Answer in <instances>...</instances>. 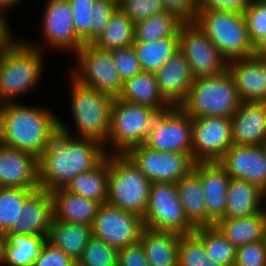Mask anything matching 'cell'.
Returning <instances> with one entry per match:
<instances>
[{"label":"cell","instance_id":"cell-1","mask_svg":"<svg viewBox=\"0 0 266 266\" xmlns=\"http://www.w3.org/2000/svg\"><path fill=\"white\" fill-rule=\"evenodd\" d=\"M106 155L100 142L58 130L39 158L40 189L51 192L65 188L80 173L94 169Z\"/></svg>","mask_w":266,"mask_h":266},{"label":"cell","instance_id":"cell-2","mask_svg":"<svg viewBox=\"0 0 266 266\" xmlns=\"http://www.w3.org/2000/svg\"><path fill=\"white\" fill-rule=\"evenodd\" d=\"M59 118L47 105L4 103L0 108V143L40 158L59 130Z\"/></svg>","mask_w":266,"mask_h":266},{"label":"cell","instance_id":"cell-3","mask_svg":"<svg viewBox=\"0 0 266 266\" xmlns=\"http://www.w3.org/2000/svg\"><path fill=\"white\" fill-rule=\"evenodd\" d=\"M38 43L12 38L0 52V101L18 102V97L40 84L45 48ZM38 44V45H37ZM39 83V84H38Z\"/></svg>","mask_w":266,"mask_h":266},{"label":"cell","instance_id":"cell-4","mask_svg":"<svg viewBox=\"0 0 266 266\" xmlns=\"http://www.w3.org/2000/svg\"><path fill=\"white\" fill-rule=\"evenodd\" d=\"M70 109L76 132L59 118V130L73 137L89 138L106 145L113 98L76 81L70 74ZM73 131V132H72Z\"/></svg>","mask_w":266,"mask_h":266},{"label":"cell","instance_id":"cell-5","mask_svg":"<svg viewBox=\"0 0 266 266\" xmlns=\"http://www.w3.org/2000/svg\"><path fill=\"white\" fill-rule=\"evenodd\" d=\"M241 102L233 76L226 70L194 79L187 99L179 107L192 119L204 116L231 118Z\"/></svg>","mask_w":266,"mask_h":266},{"label":"cell","instance_id":"cell-6","mask_svg":"<svg viewBox=\"0 0 266 266\" xmlns=\"http://www.w3.org/2000/svg\"><path fill=\"white\" fill-rule=\"evenodd\" d=\"M194 21L227 61L252 57L258 53L249 39L243 13L199 9Z\"/></svg>","mask_w":266,"mask_h":266},{"label":"cell","instance_id":"cell-7","mask_svg":"<svg viewBox=\"0 0 266 266\" xmlns=\"http://www.w3.org/2000/svg\"><path fill=\"white\" fill-rule=\"evenodd\" d=\"M161 112L146 105L114 98L105 152L125 154L129 149L144 144Z\"/></svg>","mask_w":266,"mask_h":266},{"label":"cell","instance_id":"cell-8","mask_svg":"<svg viewBox=\"0 0 266 266\" xmlns=\"http://www.w3.org/2000/svg\"><path fill=\"white\" fill-rule=\"evenodd\" d=\"M151 183L125 154H109L107 204L143 218Z\"/></svg>","mask_w":266,"mask_h":266},{"label":"cell","instance_id":"cell-9","mask_svg":"<svg viewBox=\"0 0 266 266\" xmlns=\"http://www.w3.org/2000/svg\"><path fill=\"white\" fill-rule=\"evenodd\" d=\"M74 55L76 67L73 66L69 73L76 81L113 99L119 98L124 81L115 67L111 51L90 43L83 44Z\"/></svg>","mask_w":266,"mask_h":266},{"label":"cell","instance_id":"cell-10","mask_svg":"<svg viewBox=\"0 0 266 266\" xmlns=\"http://www.w3.org/2000/svg\"><path fill=\"white\" fill-rule=\"evenodd\" d=\"M143 223L151 229L174 231L181 235L191 234L195 230L185 216L175 183H151Z\"/></svg>","mask_w":266,"mask_h":266},{"label":"cell","instance_id":"cell-11","mask_svg":"<svg viewBox=\"0 0 266 266\" xmlns=\"http://www.w3.org/2000/svg\"><path fill=\"white\" fill-rule=\"evenodd\" d=\"M179 50L187 59L194 79L228 70L227 59L195 21H184L179 30Z\"/></svg>","mask_w":266,"mask_h":266},{"label":"cell","instance_id":"cell-12","mask_svg":"<svg viewBox=\"0 0 266 266\" xmlns=\"http://www.w3.org/2000/svg\"><path fill=\"white\" fill-rule=\"evenodd\" d=\"M125 155L153 183H178L195 166L188 153L158 151L145 144L129 149Z\"/></svg>","mask_w":266,"mask_h":266},{"label":"cell","instance_id":"cell-13","mask_svg":"<svg viewBox=\"0 0 266 266\" xmlns=\"http://www.w3.org/2000/svg\"><path fill=\"white\" fill-rule=\"evenodd\" d=\"M143 218L109 204H102L92 226L93 236L108 245L122 249L140 242Z\"/></svg>","mask_w":266,"mask_h":266},{"label":"cell","instance_id":"cell-14","mask_svg":"<svg viewBox=\"0 0 266 266\" xmlns=\"http://www.w3.org/2000/svg\"><path fill=\"white\" fill-rule=\"evenodd\" d=\"M232 145L231 118L192 119V158L196 163L219 161Z\"/></svg>","mask_w":266,"mask_h":266},{"label":"cell","instance_id":"cell-15","mask_svg":"<svg viewBox=\"0 0 266 266\" xmlns=\"http://www.w3.org/2000/svg\"><path fill=\"white\" fill-rule=\"evenodd\" d=\"M144 144L158 151L188 153L192 156V118L180 107L161 112Z\"/></svg>","mask_w":266,"mask_h":266},{"label":"cell","instance_id":"cell-16","mask_svg":"<svg viewBox=\"0 0 266 266\" xmlns=\"http://www.w3.org/2000/svg\"><path fill=\"white\" fill-rule=\"evenodd\" d=\"M44 6L40 25L44 44L55 51L75 54L84 43L76 36L68 0H46Z\"/></svg>","mask_w":266,"mask_h":266},{"label":"cell","instance_id":"cell-17","mask_svg":"<svg viewBox=\"0 0 266 266\" xmlns=\"http://www.w3.org/2000/svg\"><path fill=\"white\" fill-rule=\"evenodd\" d=\"M230 178L245 180L266 191V148L264 145H232L218 161Z\"/></svg>","mask_w":266,"mask_h":266},{"label":"cell","instance_id":"cell-18","mask_svg":"<svg viewBox=\"0 0 266 266\" xmlns=\"http://www.w3.org/2000/svg\"><path fill=\"white\" fill-rule=\"evenodd\" d=\"M0 187L39 190V158L0 143Z\"/></svg>","mask_w":266,"mask_h":266},{"label":"cell","instance_id":"cell-19","mask_svg":"<svg viewBox=\"0 0 266 266\" xmlns=\"http://www.w3.org/2000/svg\"><path fill=\"white\" fill-rule=\"evenodd\" d=\"M193 170L201 180L207 226L215 225L225 216L227 191L231 178L218 161L197 162Z\"/></svg>","mask_w":266,"mask_h":266},{"label":"cell","instance_id":"cell-20","mask_svg":"<svg viewBox=\"0 0 266 266\" xmlns=\"http://www.w3.org/2000/svg\"><path fill=\"white\" fill-rule=\"evenodd\" d=\"M241 101L266 102V53L228 61Z\"/></svg>","mask_w":266,"mask_h":266},{"label":"cell","instance_id":"cell-21","mask_svg":"<svg viewBox=\"0 0 266 266\" xmlns=\"http://www.w3.org/2000/svg\"><path fill=\"white\" fill-rule=\"evenodd\" d=\"M231 127L234 145H264L266 102L242 101L231 117Z\"/></svg>","mask_w":266,"mask_h":266},{"label":"cell","instance_id":"cell-22","mask_svg":"<svg viewBox=\"0 0 266 266\" xmlns=\"http://www.w3.org/2000/svg\"><path fill=\"white\" fill-rule=\"evenodd\" d=\"M155 74L165 100L172 107H179L194 81L187 59L179 50Z\"/></svg>","mask_w":266,"mask_h":266},{"label":"cell","instance_id":"cell-23","mask_svg":"<svg viewBox=\"0 0 266 266\" xmlns=\"http://www.w3.org/2000/svg\"><path fill=\"white\" fill-rule=\"evenodd\" d=\"M54 220L51 192L36 190L19 209L17 215V234L42 235L47 238Z\"/></svg>","mask_w":266,"mask_h":266},{"label":"cell","instance_id":"cell-24","mask_svg":"<svg viewBox=\"0 0 266 266\" xmlns=\"http://www.w3.org/2000/svg\"><path fill=\"white\" fill-rule=\"evenodd\" d=\"M54 220L93 226L101 203L70 193L65 188L51 191Z\"/></svg>","mask_w":266,"mask_h":266},{"label":"cell","instance_id":"cell-25","mask_svg":"<svg viewBox=\"0 0 266 266\" xmlns=\"http://www.w3.org/2000/svg\"><path fill=\"white\" fill-rule=\"evenodd\" d=\"M181 234L144 227L140 242L150 266H178Z\"/></svg>","mask_w":266,"mask_h":266},{"label":"cell","instance_id":"cell-26","mask_svg":"<svg viewBox=\"0 0 266 266\" xmlns=\"http://www.w3.org/2000/svg\"><path fill=\"white\" fill-rule=\"evenodd\" d=\"M119 99L126 102L146 105L162 112L172 108L160 92L156 74L141 72L123 83Z\"/></svg>","mask_w":266,"mask_h":266},{"label":"cell","instance_id":"cell-27","mask_svg":"<svg viewBox=\"0 0 266 266\" xmlns=\"http://www.w3.org/2000/svg\"><path fill=\"white\" fill-rule=\"evenodd\" d=\"M92 236L90 225L53 220L46 241L78 262Z\"/></svg>","mask_w":266,"mask_h":266},{"label":"cell","instance_id":"cell-28","mask_svg":"<svg viewBox=\"0 0 266 266\" xmlns=\"http://www.w3.org/2000/svg\"><path fill=\"white\" fill-rule=\"evenodd\" d=\"M261 190L257 185L245 180L231 178L227 191L224 218H242L261 212Z\"/></svg>","mask_w":266,"mask_h":266},{"label":"cell","instance_id":"cell-29","mask_svg":"<svg viewBox=\"0 0 266 266\" xmlns=\"http://www.w3.org/2000/svg\"><path fill=\"white\" fill-rule=\"evenodd\" d=\"M45 242L42 235L4 234L1 266H32Z\"/></svg>","mask_w":266,"mask_h":266},{"label":"cell","instance_id":"cell-30","mask_svg":"<svg viewBox=\"0 0 266 266\" xmlns=\"http://www.w3.org/2000/svg\"><path fill=\"white\" fill-rule=\"evenodd\" d=\"M215 226L236 248L262 241L266 230L262 211L249 217L223 218Z\"/></svg>","mask_w":266,"mask_h":266},{"label":"cell","instance_id":"cell-31","mask_svg":"<svg viewBox=\"0 0 266 266\" xmlns=\"http://www.w3.org/2000/svg\"><path fill=\"white\" fill-rule=\"evenodd\" d=\"M109 180V154L94 168L76 176L65 189L70 193L107 203Z\"/></svg>","mask_w":266,"mask_h":266},{"label":"cell","instance_id":"cell-32","mask_svg":"<svg viewBox=\"0 0 266 266\" xmlns=\"http://www.w3.org/2000/svg\"><path fill=\"white\" fill-rule=\"evenodd\" d=\"M176 185L188 221L195 228L207 226L205 198L199 175L192 170Z\"/></svg>","mask_w":266,"mask_h":266},{"label":"cell","instance_id":"cell-33","mask_svg":"<svg viewBox=\"0 0 266 266\" xmlns=\"http://www.w3.org/2000/svg\"><path fill=\"white\" fill-rule=\"evenodd\" d=\"M143 72L156 73L177 51L179 34L153 42L132 44Z\"/></svg>","mask_w":266,"mask_h":266},{"label":"cell","instance_id":"cell-34","mask_svg":"<svg viewBox=\"0 0 266 266\" xmlns=\"http://www.w3.org/2000/svg\"><path fill=\"white\" fill-rule=\"evenodd\" d=\"M183 22L177 14L168 10L138 21L134 26L133 43L153 42L179 34Z\"/></svg>","mask_w":266,"mask_h":266},{"label":"cell","instance_id":"cell-35","mask_svg":"<svg viewBox=\"0 0 266 266\" xmlns=\"http://www.w3.org/2000/svg\"><path fill=\"white\" fill-rule=\"evenodd\" d=\"M134 26L135 23L117 7L110 16L103 32L92 44L109 51L132 46L134 42Z\"/></svg>","mask_w":266,"mask_h":266},{"label":"cell","instance_id":"cell-36","mask_svg":"<svg viewBox=\"0 0 266 266\" xmlns=\"http://www.w3.org/2000/svg\"><path fill=\"white\" fill-rule=\"evenodd\" d=\"M193 233L202 241L210 260L222 266H234L236 247L215 225L197 227Z\"/></svg>","mask_w":266,"mask_h":266},{"label":"cell","instance_id":"cell-37","mask_svg":"<svg viewBox=\"0 0 266 266\" xmlns=\"http://www.w3.org/2000/svg\"><path fill=\"white\" fill-rule=\"evenodd\" d=\"M34 189L0 187V232L17 234V215Z\"/></svg>","mask_w":266,"mask_h":266},{"label":"cell","instance_id":"cell-38","mask_svg":"<svg viewBox=\"0 0 266 266\" xmlns=\"http://www.w3.org/2000/svg\"><path fill=\"white\" fill-rule=\"evenodd\" d=\"M243 15L252 45L266 53V1L251 0Z\"/></svg>","mask_w":266,"mask_h":266},{"label":"cell","instance_id":"cell-39","mask_svg":"<svg viewBox=\"0 0 266 266\" xmlns=\"http://www.w3.org/2000/svg\"><path fill=\"white\" fill-rule=\"evenodd\" d=\"M178 266H222L210 260L202 241L194 234L180 237Z\"/></svg>","mask_w":266,"mask_h":266},{"label":"cell","instance_id":"cell-40","mask_svg":"<svg viewBox=\"0 0 266 266\" xmlns=\"http://www.w3.org/2000/svg\"><path fill=\"white\" fill-rule=\"evenodd\" d=\"M119 250L92 236L77 266H117Z\"/></svg>","mask_w":266,"mask_h":266},{"label":"cell","instance_id":"cell-41","mask_svg":"<svg viewBox=\"0 0 266 266\" xmlns=\"http://www.w3.org/2000/svg\"><path fill=\"white\" fill-rule=\"evenodd\" d=\"M73 12L76 36L84 43H91L92 7L95 0H68Z\"/></svg>","mask_w":266,"mask_h":266},{"label":"cell","instance_id":"cell-42","mask_svg":"<svg viewBox=\"0 0 266 266\" xmlns=\"http://www.w3.org/2000/svg\"><path fill=\"white\" fill-rule=\"evenodd\" d=\"M118 7L134 23L166 11L162 0H124Z\"/></svg>","mask_w":266,"mask_h":266},{"label":"cell","instance_id":"cell-43","mask_svg":"<svg viewBox=\"0 0 266 266\" xmlns=\"http://www.w3.org/2000/svg\"><path fill=\"white\" fill-rule=\"evenodd\" d=\"M111 55L123 81L142 72L133 46L111 50Z\"/></svg>","mask_w":266,"mask_h":266},{"label":"cell","instance_id":"cell-44","mask_svg":"<svg viewBox=\"0 0 266 266\" xmlns=\"http://www.w3.org/2000/svg\"><path fill=\"white\" fill-rule=\"evenodd\" d=\"M234 266H266L263 240L236 248Z\"/></svg>","mask_w":266,"mask_h":266},{"label":"cell","instance_id":"cell-45","mask_svg":"<svg viewBox=\"0 0 266 266\" xmlns=\"http://www.w3.org/2000/svg\"><path fill=\"white\" fill-rule=\"evenodd\" d=\"M117 6L108 0H95L92 7L91 43L103 32Z\"/></svg>","mask_w":266,"mask_h":266},{"label":"cell","instance_id":"cell-46","mask_svg":"<svg viewBox=\"0 0 266 266\" xmlns=\"http://www.w3.org/2000/svg\"><path fill=\"white\" fill-rule=\"evenodd\" d=\"M32 266H77V262L46 241Z\"/></svg>","mask_w":266,"mask_h":266},{"label":"cell","instance_id":"cell-47","mask_svg":"<svg viewBox=\"0 0 266 266\" xmlns=\"http://www.w3.org/2000/svg\"><path fill=\"white\" fill-rule=\"evenodd\" d=\"M117 266H150L142 243L119 249Z\"/></svg>","mask_w":266,"mask_h":266},{"label":"cell","instance_id":"cell-48","mask_svg":"<svg viewBox=\"0 0 266 266\" xmlns=\"http://www.w3.org/2000/svg\"><path fill=\"white\" fill-rule=\"evenodd\" d=\"M162 3L166 10L184 21H194L199 10V0H162Z\"/></svg>","mask_w":266,"mask_h":266},{"label":"cell","instance_id":"cell-49","mask_svg":"<svg viewBox=\"0 0 266 266\" xmlns=\"http://www.w3.org/2000/svg\"><path fill=\"white\" fill-rule=\"evenodd\" d=\"M251 0H199V9H220L243 13Z\"/></svg>","mask_w":266,"mask_h":266},{"label":"cell","instance_id":"cell-50","mask_svg":"<svg viewBox=\"0 0 266 266\" xmlns=\"http://www.w3.org/2000/svg\"><path fill=\"white\" fill-rule=\"evenodd\" d=\"M8 22V17L0 13V52L14 36L10 29L11 25Z\"/></svg>","mask_w":266,"mask_h":266},{"label":"cell","instance_id":"cell-51","mask_svg":"<svg viewBox=\"0 0 266 266\" xmlns=\"http://www.w3.org/2000/svg\"><path fill=\"white\" fill-rule=\"evenodd\" d=\"M21 1L22 0H0V13L7 17V13L10 11V9L19 7L18 5Z\"/></svg>","mask_w":266,"mask_h":266},{"label":"cell","instance_id":"cell-52","mask_svg":"<svg viewBox=\"0 0 266 266\" xmlns=\"http://www.w3.org/2000/svg\"><path fill=\"white\" fill-rule=\"evenodd\" d=\"M261 211L264 215L265 222H266V191H263Z\"/></svg>","mask_w":266,"mask_h":266},{"label":"cell","instance_id":"cell-53","mask_svg":"<svg viewBox=\"0 0 266 266\" xmlns=\"http://www.w3.org/2000/svg\"><path fill=\"white\" fill-rule=\"evenodd\" d=\"M4 239V234L0 232V266H1V255H2V241Z\"/></svg>","mask_w":266,"mask_h":266},{"label":"cell","instance_id":"cell-54","mask_svg":"<svg viewBox=\"0 0 266 266\" xmlns=\"http://www.w3.org/2000/svg\"><path fill=\"white\" fill-rule=\"evenodd\" d=\"M108 1L112 2L118 7L124 0H108Z\"/></svg>","mask_w":266,"mask_h":266},{"label":"cell","instance_id":"cell-55","mask_svg":"<svg viewBox=\"0 0 266 266\" xmlns=\"http://www.w3.org/2000/svg\"><path fill=\"white\" fill-rule=\"evenodd\" d=\"M263 243H264L265 251H266V230H265V233H264Z\"/></svg>","mask_w":266,"mask_h":266}]
</instances>
